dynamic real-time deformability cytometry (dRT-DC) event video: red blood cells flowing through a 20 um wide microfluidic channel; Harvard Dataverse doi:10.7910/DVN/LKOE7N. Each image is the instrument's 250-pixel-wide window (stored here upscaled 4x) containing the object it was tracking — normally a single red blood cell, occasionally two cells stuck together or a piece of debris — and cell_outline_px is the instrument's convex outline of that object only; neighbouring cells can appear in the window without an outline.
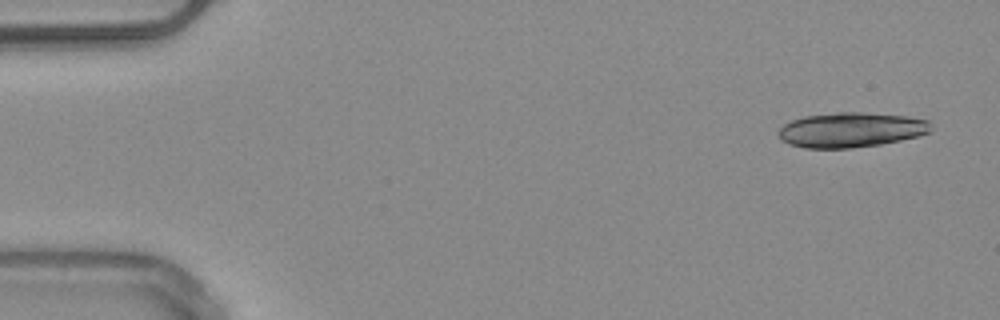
{"species": "common noctule bat (a hibernating species)", "species_latin": "Nyctalus noctula", "temperature_condition": "warm", "stored_images_in_passage": 8, "camera_frame_rate_fps": 3000, "um_per_image_px": 0.085, "animal": {"sex": "male", "body_mass_g": 20.4}, "frame": {"image": 1, "passage_image": 1, "time_ms": 0.0, "image_size_px": [1000, 320], "cell_outline_px": [[932, 132], [920, 136], [880, 144], [852, 148], [804, 148], [788, 144], [780, 140], [776, 132], [784, 124], [792, 120], [804, 116], [836, 112], [860, 112], [908, 116], [928, 120], [932, 124]], "centroid_in_image_um": [72.34, 11.04], "position_along_channel_um": 12.7, "area_um2": 31.39}}
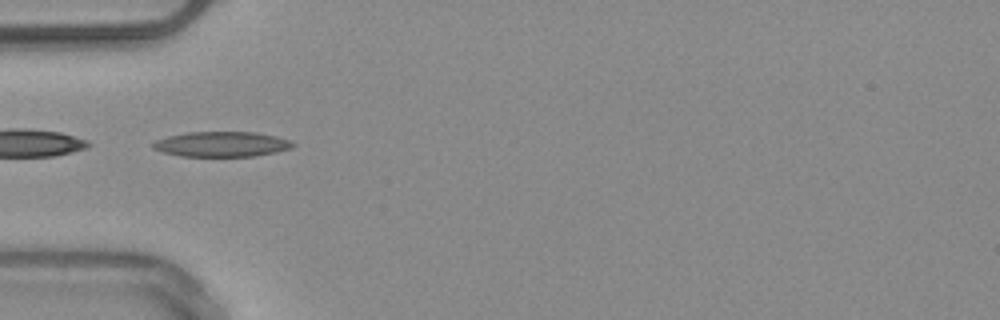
{"frame": {"image": 2, "passage_image": 5, "time_ms": 4.667, "image_size_px": [1000, 320], "cell_outline_px": [[296, 144], [292, 148], [276, 152], [256, 156], [180, 156], [164, 152], [152, 148], [152, 144], [156, 140], [168, 136], [188, 132], [256, 132], [276, 136], [288, 140]], "centroid_in_image_um": [18.86, 12.25], "position_along_channel_um": 66.1, "area_um2": 20.46}}
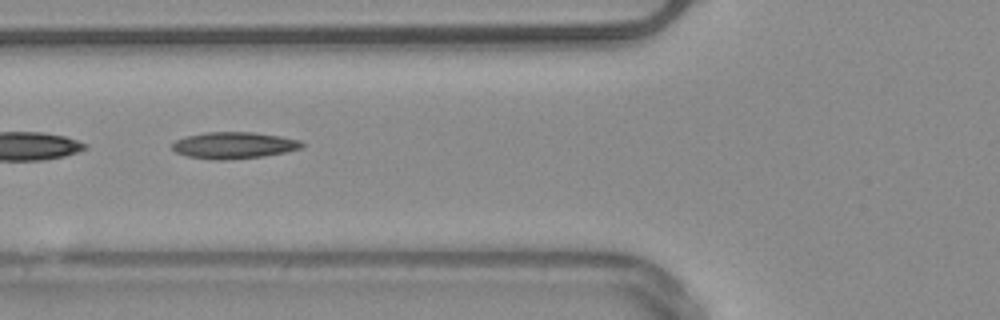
{"frame": {"image": 3, "passage_image": 6, "time_ms": 5.667, "image_size_px": [1000, 320], "cell_outline_px": [[304, 144], [300, 148], [284, 152], [264, 156], [228, 160], [212, 160], [188, 156], [176, 152], [172, 148], [172, 144], [176, 140], [184, 136], [204, 132], [252, 132], [280, 136], [300, 140]], "centroid_in_image_um": [19.84, 12.35], "position_along_channel_um": 106.0, "area_um2": 20.11}}